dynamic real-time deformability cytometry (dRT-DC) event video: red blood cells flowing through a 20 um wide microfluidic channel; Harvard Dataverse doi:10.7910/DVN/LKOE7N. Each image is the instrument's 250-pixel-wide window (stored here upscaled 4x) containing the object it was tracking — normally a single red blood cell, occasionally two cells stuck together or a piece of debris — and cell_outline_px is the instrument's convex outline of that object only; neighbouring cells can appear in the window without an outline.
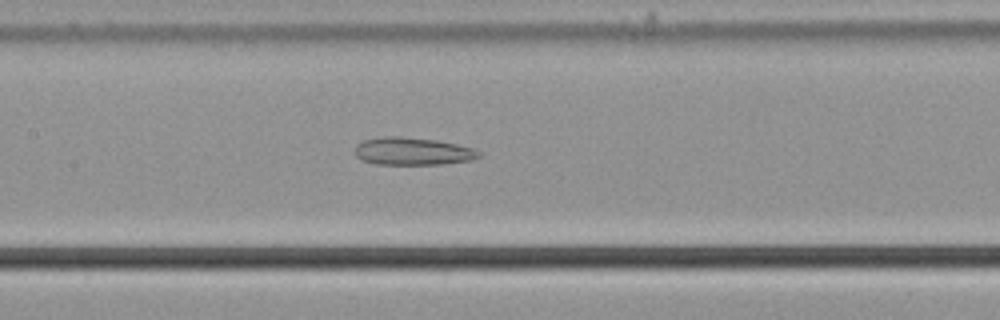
{"species": "common noctule bat (a hibernating species)", "species_latin": "Nyctalus noctula", "temperature_condition": "cold", "stored_images_in_passage": 39, "camera_frame_rate_fps": 3000, "um_per_image_px": 0.085, "animal": {"sex": "male", "body_mass_g": 21.5, "forearm_length_mm": 52.0}, "frame": {"image": 1, "passage_image": 10, "time_ms": 3.0, "image_size_px": [1000, 320], "cell_outline_px": [[480, 156], [472, 160], [440, 164], [376, 164], [360, 160], [356, 156], [356, 144], [364, 140], [384, 136], [400, 136], [436, 140], [456, 144], [472, 148], [480, 152]], "centroid_in_image_um": [35.05, 12.86], "position_along_channel_um": 172.4, "area_um2": 19.88}}
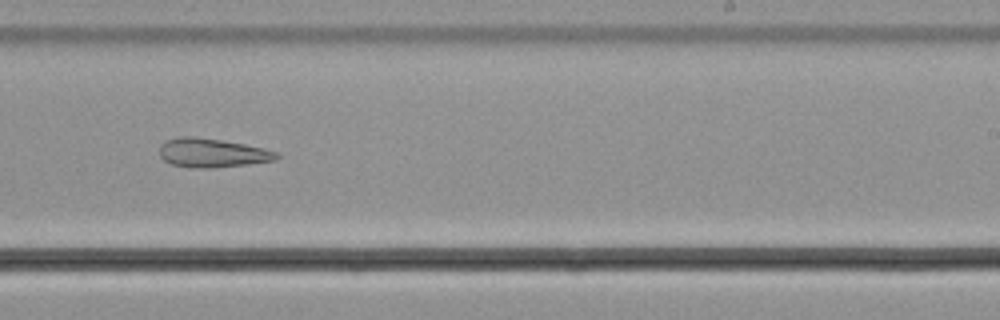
{"frame": {"image": 2, "passage_image": 18, "time_ms": 5.667, "image_size_px": [1000, 320], "cell_outline_px": [[280, 156], [276, 160], [248, 164], [212, 168], [188, 168], [172, 164], [164, 160], [160, 156], [160, 144], [164, 140], [180, 136], [192, 136], [220, 140], [244, 144], [264, 148], [276, 152]], "centroid_in_image_um": [18.0, 13.0], "position_along_channel_um": 271.0, "area_um2": 19.83}}
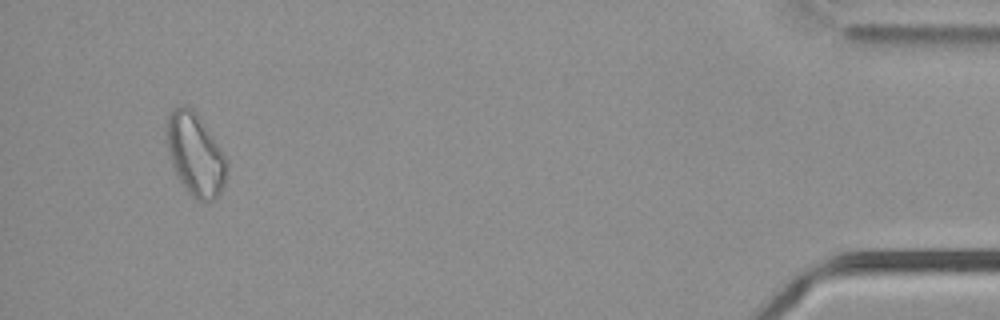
{"frame": {"image": 3, "passage_image": 36, "time_ms": 11.667, "image_size_px": [1000, 320], "cell_outline_px": [[228, 172], [224, 184], [220, 192], [212, 200], [196, 200], [184, 188], [172, 164], [168, 152], [164, 128], [168, 116], [172, 108], [180, 104], [192, 108], [196, 112], [228, 160]], "centroid_in_image_um": [16.58, 13.09], "position_along_channel_um": 418.6, "area_um2": 29.02}, "authors_computed_cell_mechanics": {"area_um2": 21.8484, "velocity_mm_per_s": 3.7114, "shape_relaxation_time_tau1_ms": null, "shape_relaxation_time_tau2_ms": 5.1768, "deformation_change_tau1": null, "deformation_change_tau2": 0.15}}